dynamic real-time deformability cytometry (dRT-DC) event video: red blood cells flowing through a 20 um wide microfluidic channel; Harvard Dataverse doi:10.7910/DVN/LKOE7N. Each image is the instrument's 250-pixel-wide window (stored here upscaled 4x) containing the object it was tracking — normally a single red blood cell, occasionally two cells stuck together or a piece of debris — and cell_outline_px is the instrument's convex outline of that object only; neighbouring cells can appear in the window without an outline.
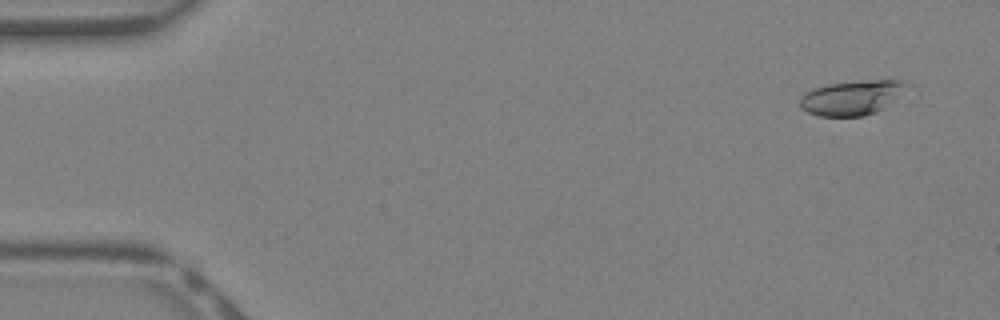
{"species": "Egyptian fruit bat (a non-hibernating species)", "species_latin": "Rousettus aegyptiacus", "temperature_condition": "warm", "stored_images_in_passage": 42, "camera_frame_rate_fps": 3000, "um_per_image_px": 0.085, "animal": {"sex": "female"}, "frame": {"image": 1, "passage_image": 3, "time_ms": 0.667, "image_size_px": [1000, 320], "cell_outline_px": [[908, 84], [884, 108], [876, 112], [864, 116], [820, 116], [808, 112], [800, 108], [800, 100], [804, 92], [812, 88], [828, 84], [876, 80], [896, 80]], "centroid_in_image_um": [72.31, 8.32], "position_along_channel_um": 12.7, "area_um2": 20.98}}
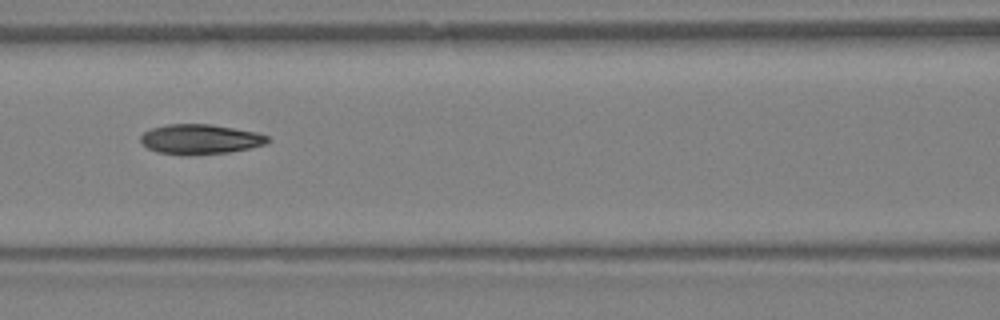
{"frame": {"image": 2, "passage_image": 19, "time_ms": 6.0, "image_size_px": [1000, 320], "cell_outline_px": [[272, 140], [264, 144], [248, 148], [228, 152], [188, 156], [156, 152], [148, 148], [140, 140], [140, 136], [144, 132], [152, 128], [168, 124], [212, 124], [256, 132], [268, 136]], "centroid_in_image_um": [17.01, 11.84], "position_along_channel_um": 149.6, "area_um2": 22.2}}
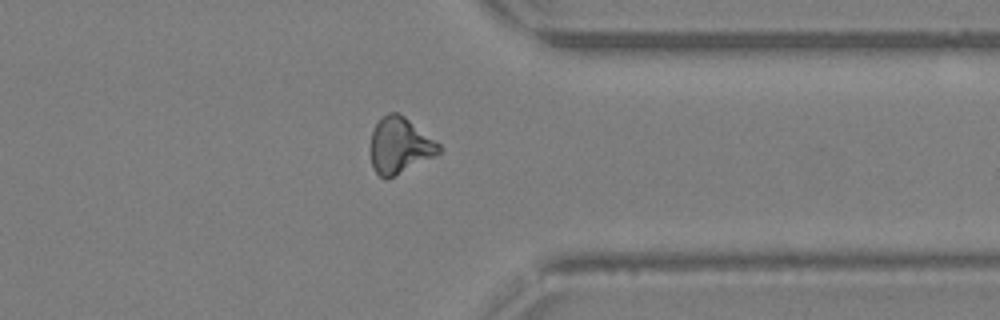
{"frame": {"image": 3, "passage_image": 33, "time_ms": 10.667, "image_size_px": [1000, 320], "cell_outline_px": [[440, 152], [436, 156], [388, 180], [384, 180], [372, 168], [372, 132], [376, 124], [388, 112], [396, 112], [404, 116], [436, 140], [440, 144]], "centroid_in_image_um": [34.01, 12.41], "position_along_channel_um": 377.4, "area_um2": 22.31}, "authors_computed_cell_mechanics": {"area_um2": 21.8195, "velocity_mm_per_s": 4.9943, "shape_relaxation_time_tau1_ms": 5.1478, "shape_relaxation_time_tau2_ms": 2.6772, "deformation_change_tau1": 0.185, "deformation_change_tau2": 0.1114}}